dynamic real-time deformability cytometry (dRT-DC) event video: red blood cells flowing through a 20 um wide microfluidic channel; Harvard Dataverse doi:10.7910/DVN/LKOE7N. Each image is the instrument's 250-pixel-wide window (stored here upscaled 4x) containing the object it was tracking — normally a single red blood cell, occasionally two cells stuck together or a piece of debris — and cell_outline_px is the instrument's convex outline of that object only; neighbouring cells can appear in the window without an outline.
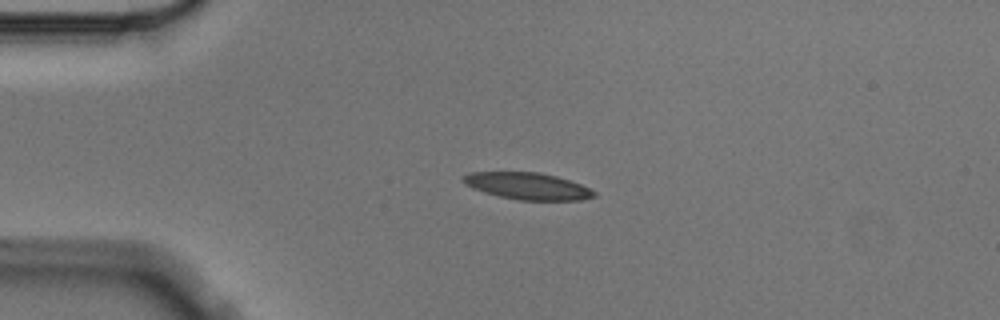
{"species": "Egyptian fruit bat (a non-hibernating species)", "species_latin": "Rousettus aegyptiacus", "temperature_condition": "cold", "stored_images_in_passage": 2, "camera_frame_rate_fps": 3000, "um_per_image_px": 0.085, "animal": {"sex": "male"}, "frame": {"image": 1, "passage_image": 1, "time_ms": 0.0, "image_size_px": [1000, 320], "cell_outline_px": [[596, 196], [580, 200], [520, 200], [500, 196], [484, 192], [472, 188], [464, 184], [460, 180], [468, 172], [536, 172], [556, 176], [580, 184], [596, 192]], "centroid_in_image_um": [44.81, 15.81], "position_along_channel_um": 40.2, "area_um2": 20.35}}